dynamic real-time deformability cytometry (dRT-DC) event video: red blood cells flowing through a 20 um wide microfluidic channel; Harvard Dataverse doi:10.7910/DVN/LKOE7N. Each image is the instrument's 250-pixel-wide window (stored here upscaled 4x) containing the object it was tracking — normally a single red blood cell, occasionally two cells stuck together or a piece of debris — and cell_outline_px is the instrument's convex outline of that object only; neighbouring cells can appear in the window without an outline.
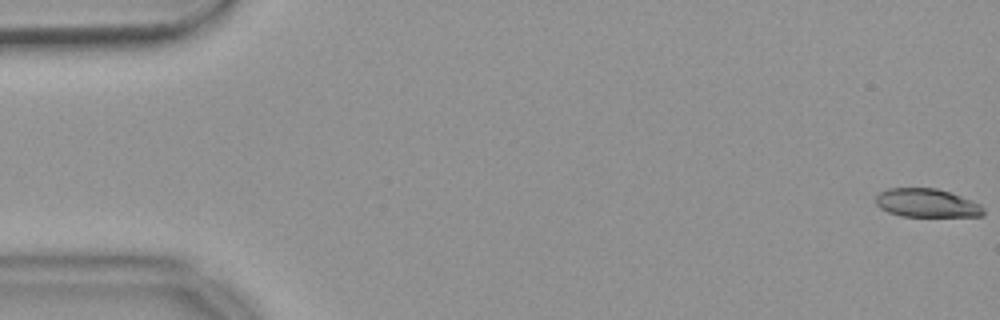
{"species": "common noctule bat (a hibernating species)", "species_latin": "Nyctalus noctula", "temperature_condition": "warm", "stored_images_in_passage": 16, "camera_frame_rate_fps": 3000, "um_per_image_px": 0.085, "animal": {"sex": "female", "body_mass_g": 18.4}, "frame": {"image": 1, "passage_image": 1, "time_ms": 0.0, "image_size_px": [1000, 320], "cell_outline_px": [[984, 216], [900, 216], [888, 212], [880, 208], [876, 204], [876, 196], [880, 192], [888, 188], [936, 188], [972, 200], [980, 204], [984, 208]], "centroid_in_image_um": [78.77, 17.26], "position_along_channel_um": 6.2, "area_um2": 17.86}}
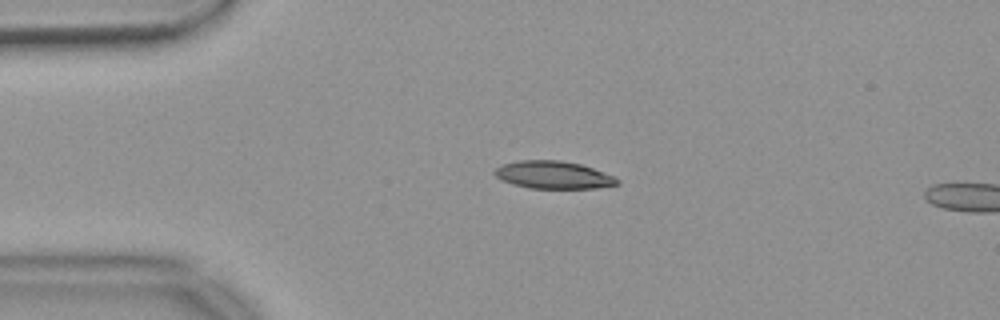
{"frame": {"image": 2, "passage_image": 13, "time_ms": 4.0, "image_size_px": [1000, 320], "cell_outline_px": [[620, 184], [596, 188], [528, 188], [512, 184], [500, 180], [492, 172], [500, 164], [520, 160], [560, 160], [580, 164], [592, 168], [612, 176], [620, 180]], "centroid_in_image_um": [46.98, 14.87], "position_along_channel_um": 38.0, "area_um2": 19.77}}